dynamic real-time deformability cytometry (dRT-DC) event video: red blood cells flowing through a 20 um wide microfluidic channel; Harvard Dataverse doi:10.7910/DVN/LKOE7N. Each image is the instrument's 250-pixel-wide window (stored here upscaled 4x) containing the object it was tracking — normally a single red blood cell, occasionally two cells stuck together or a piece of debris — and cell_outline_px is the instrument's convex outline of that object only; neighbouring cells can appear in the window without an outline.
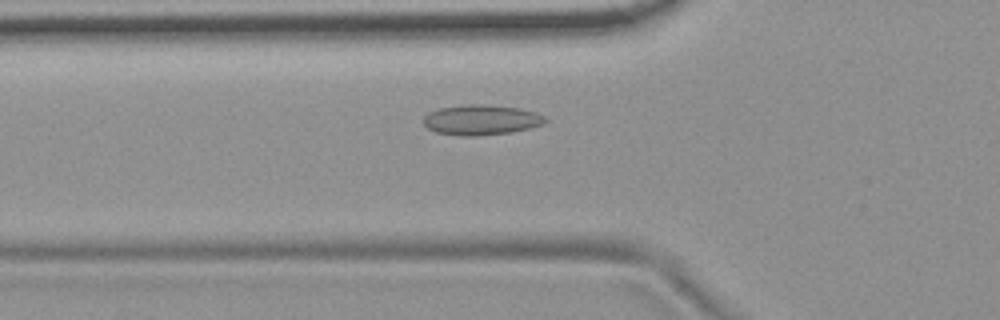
{"species": "common noctule bat (a hibernating species)", "species_latin": "Nyctalus noctula", "temperature_condition": "room temperature", "stored_images_in_passage": 46, "camera_frame_rate_fps": 3000, "um_per_image_px": 0.085, "animal": {"sex": "female", "body_mass_g": 19.9}, "frame": {"image": 1, "passage_image": 10, "time_ms": 3.0, "image_size_px": [1000, 320], "cell_outline_px": [[548, 120], [544, 124], [512, 132], [476, 136], [460, 136], [436, 132], [428, 128], [424, 124], [424, 116], [428, 112], [440, 108], [468, 104], [484, 104], [520, 108], [536, 112], [544, 116]], "centroid_in_image_um": [40.91, 10.19], "position_along_channel_um": 84.9, "area_um2": 21.5}}
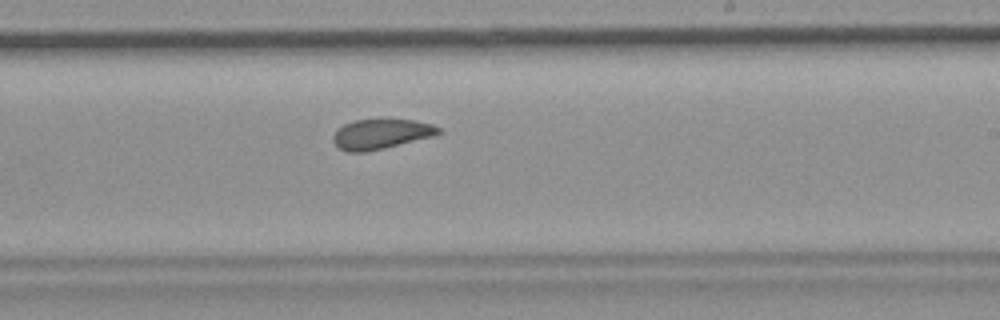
{"frame": {"image": 2, "passage_image": 24, "time_ms": 7.667, "image_size_px": [1000, 320], "cell_outline_px": [[444, 132], [436, 136], [384, 148], [364, 152], [348, 152], [340, 148], [332, 140], [332, 136], [344, 124], [352, 120], [416, 120], [432, 124], [440, 128]], "centroid_in_image_um": [32.44, 11.39], "position_along_channel_um": 256.6, "area_um2": 18.38}}
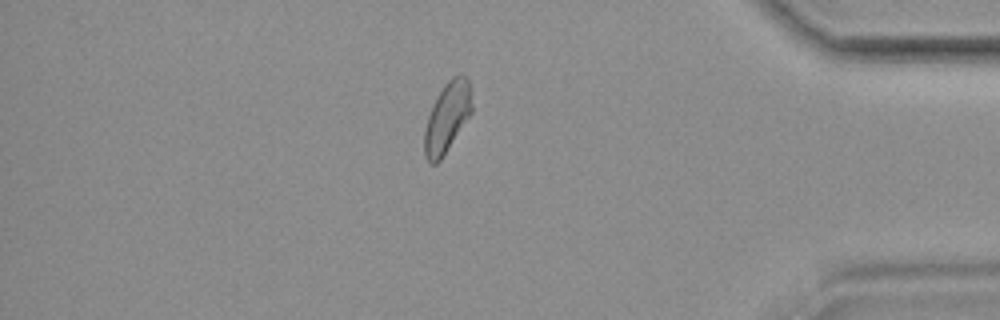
{"frame": {"image": 3, "passage_image": 38, "time_ms": 12.333, "image_size_px": [1000, 320], "cell_outline_px": [[472, 112], [440, 160], [436, 164], [432, 164], [424, 156], [424, 132], [428, 116], [432, 104], [436, 96], [444, 84], [452, 76], [460, 72], [468, 80], [472, 104]], "centroid_in_image_um": [37.99, 9.94], "position_along_channel_um": 397.2, "area_um2": 19.31}, "authors_computed_cell_mechanics": {"area_um2": 19.5075, "velocity_mm_per_s": 3.6823, "shape_relaxation_time_tau1_ms": null, "shape_relaxation_time_tau2_ms": 2.7294, "deformation_change_tau1": null, "deformation_change_tau2": 0.0613}}